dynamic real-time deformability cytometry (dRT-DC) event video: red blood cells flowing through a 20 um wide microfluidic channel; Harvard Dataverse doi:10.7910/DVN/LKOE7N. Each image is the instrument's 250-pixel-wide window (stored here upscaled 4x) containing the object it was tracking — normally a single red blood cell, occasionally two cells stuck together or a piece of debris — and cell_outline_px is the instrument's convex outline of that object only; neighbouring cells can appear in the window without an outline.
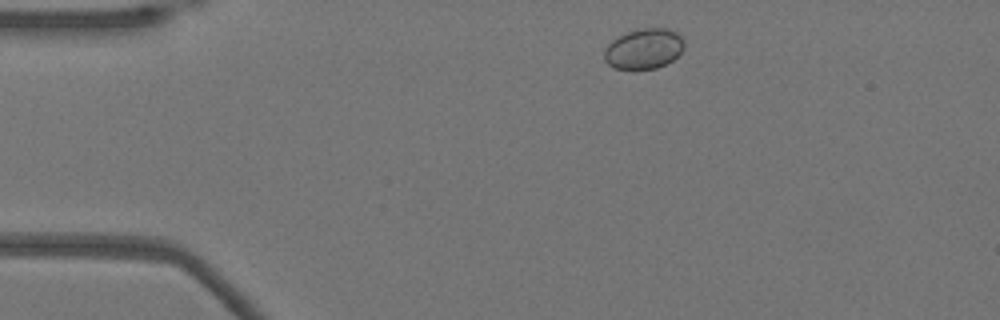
{"species": "Egyptian fruit bat (a non-hibernating species)", "species_latin": "Rousettus aegyptiacus", "temperature_condition": "warm", "stored_images_in_passage": 44, "camera_frame_rate_fps": 3000, "um_per_image_px": 0.085, "animal": {"sex": "female"}, "frame": {"image": 1, "passage_image": 1, "time_ms": 0.0, "image_size_px": [1000, 320], "cell_outline_px": [[684, 48], [672, 60], [656, 68], [616, 68], [608, 64], [604, 60], [604, 48], [612, 40], [636, 28], [664, 28], [676, 32], [684, 40]], "centroid_in_image_um": [54.71, 4.12], "position_along_channel_um": 30.3, "area_um2": 18.55}}
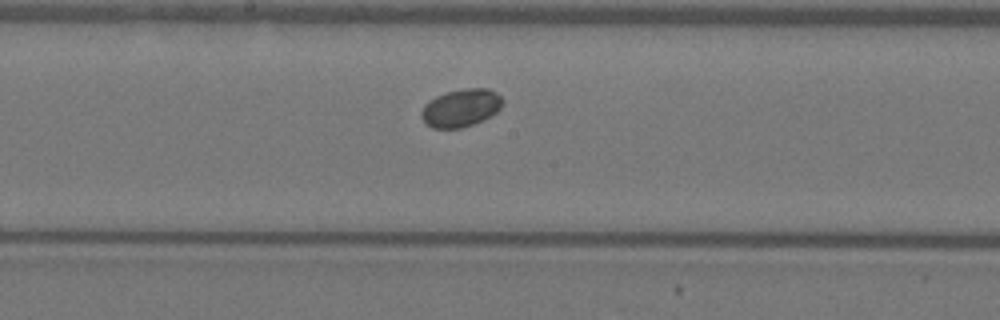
{"frame": {"image": 2, "passage_image": 19, "time_ms": 6.0, "image_size_px": [1000, 320], "cell_outline_px": [[504, 100], [500, 108], [496, 112], [472, 124], [460, 128], [432, 128], [420, 116], [420, 112], [424, 104], [428, 100], [444, 92], [464, 88], [488, 88], [496, 92]], "centroid_in_image_um": [39.15, 9.14], "position_along_channel_um": 209.1, "area_um2": 17.86}}
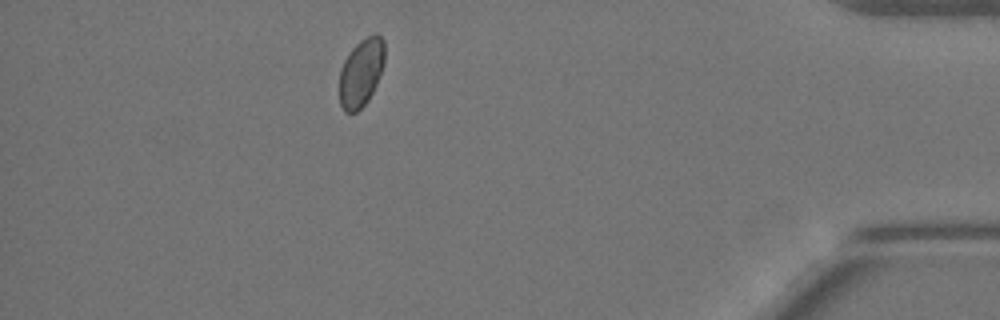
{"frame": {"image": 3, "passage_image": 38, "time_ms": 12.333, "image_size_px": [1000, 320], "cell_outline_px": [[384, 60], [376, 84], [368, 100], [356, 112], [344, 112], [340, 104], [340, 68], [344, 60], [352, 48], [360, 40], [376, 32], [384, 40]], "centroid_in_image_um": [30.68, 6.15], "position_along_channel_um": 404.5, "area_um2": 17.74}}